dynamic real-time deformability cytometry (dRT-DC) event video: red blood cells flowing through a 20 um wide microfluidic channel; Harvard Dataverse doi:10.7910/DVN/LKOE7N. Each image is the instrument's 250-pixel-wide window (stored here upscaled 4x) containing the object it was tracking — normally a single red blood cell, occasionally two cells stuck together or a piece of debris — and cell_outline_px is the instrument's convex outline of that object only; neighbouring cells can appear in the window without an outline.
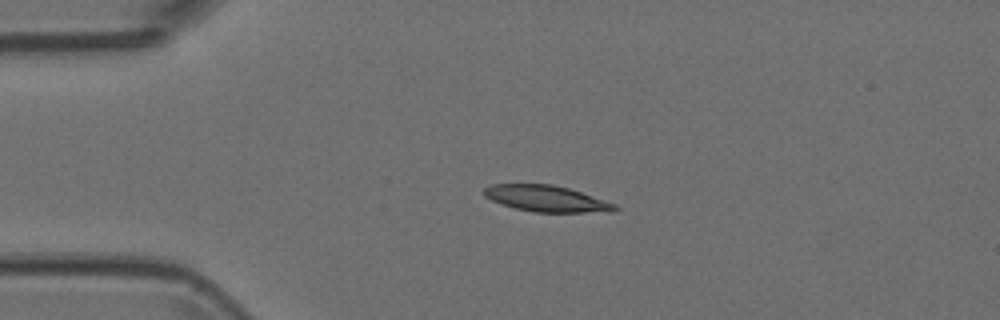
{"species": "Egyptian fruit bat (a non-hibernating species)", "species_latin": "Rousettus aegyptiacus", "temperature_condition": "room temperature", "stored_images_in_passage": 3, "camera_frame_rate_fps": 3000, "um_per_image_px": 0.085, "animal": {"sex": "female"}, "frame": {"image": 1, "passage_image": 2, "time_ms": 0.333, "image_size_px": [1000, 320], "cell_outline_px": [[620, 208], [612, 212], [532, 212], [500, 204], [484, 196], [484, 188], [492, 184], [552, 184], [568, 188], [616, 204]], "centroid_in_image_um": [46.45, 16.89], "position_along_channel_um": 38.6, "area_um2": 19.94}}